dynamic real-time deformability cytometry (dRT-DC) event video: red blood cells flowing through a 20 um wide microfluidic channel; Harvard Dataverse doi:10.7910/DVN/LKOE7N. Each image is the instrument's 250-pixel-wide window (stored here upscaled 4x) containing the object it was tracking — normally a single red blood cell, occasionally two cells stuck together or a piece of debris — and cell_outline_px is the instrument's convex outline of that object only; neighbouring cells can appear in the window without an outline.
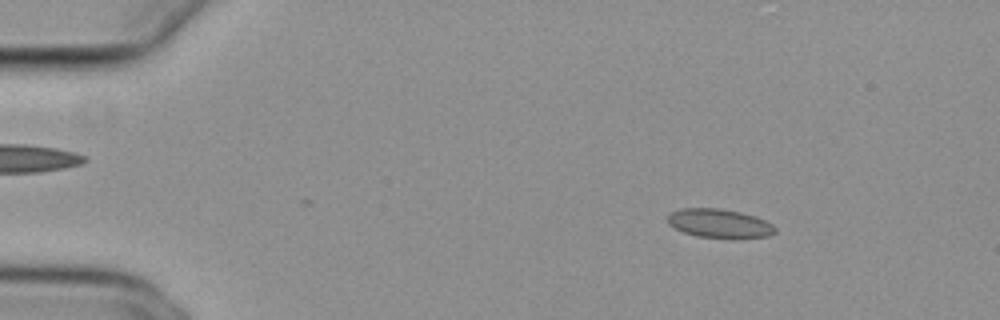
{"species": "common noctule bat (a hibernating species)", "species_latin": "Nyctalus noctula", "temperature_condition": "cold", "stored_images_in_passage": 37, "camera_frame_rate_fps": 3000, "um_per_image_px": 0.085, "animal": {"sex": "female", "body_mass_g": 29.2, "forearm_length_mm": 56.3}, "frame": {"image": 1, "passage_image": 3, "time_ms": 0.667, "image_size_px": [1000, 320], "cell_outline_px": [[776, 232], [768, 236], [732, 240], [696, 236], [684, 232], [668, 224], [668, 216], [672, 212], [680, 208], [720, 208], [740, 212], [756, 216], [772, 224], [776, 228]], "centroid_in_image_um": [61.19, 19.01], "position_along_channel_um": 23.8, "area_um2": 18.5}}
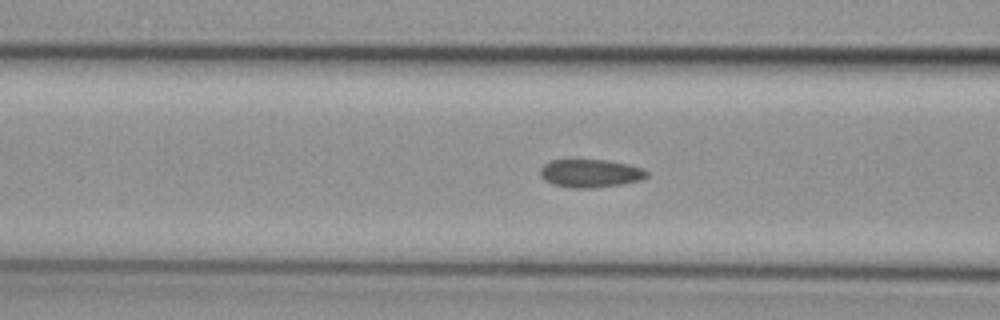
{"frame": {"image": 2, "passage_image": 17, "time_ms": 5.333, "image_size_px": [1000, 320], "cell_outline_px": [[648, 176], [640, 180], [620, 184], [592, 188], [572, 188], [552, 184], [544, 180], [540, 176], [540, 168], [544, 164], [552, 160], [604, 160], [628, 164], [644, 168], [648, 172]], "centroid_in_image_um": [50.17, 14.73], "position_along_channel_um": 116.4, "area_um2": 17.46}}
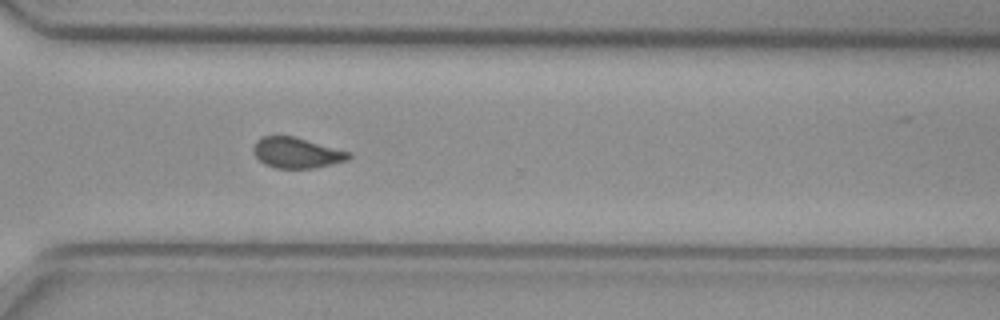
{"frame": {"image": 3, "passage_image": 35, "time_ms": 11.333, "image_size_px": [1000, 320], "cell_outline_px": [[352, 156], [348, 160], [332, 164], [312, 168], [276, 168], [264, 164], [252, 152], [252, 148], [256, 140], [260, 136], [296, 136], [352, 152]], "centroid_in_image_um": [25.23, 12.97], "position_along_channel_um": 345.4, "area_um2": 17.28}, "authors_computed_cell_mechanics": {"area_um2": 17.8602, "velocity_mm_per_s": 3.8212, "shape_relaxation_time_tau1_ms": null, "shape_relaxation_time_tau2_ms": 2.3092, "deformation_change_tau1": null, "deformation_change_tau2": 0.0773}}